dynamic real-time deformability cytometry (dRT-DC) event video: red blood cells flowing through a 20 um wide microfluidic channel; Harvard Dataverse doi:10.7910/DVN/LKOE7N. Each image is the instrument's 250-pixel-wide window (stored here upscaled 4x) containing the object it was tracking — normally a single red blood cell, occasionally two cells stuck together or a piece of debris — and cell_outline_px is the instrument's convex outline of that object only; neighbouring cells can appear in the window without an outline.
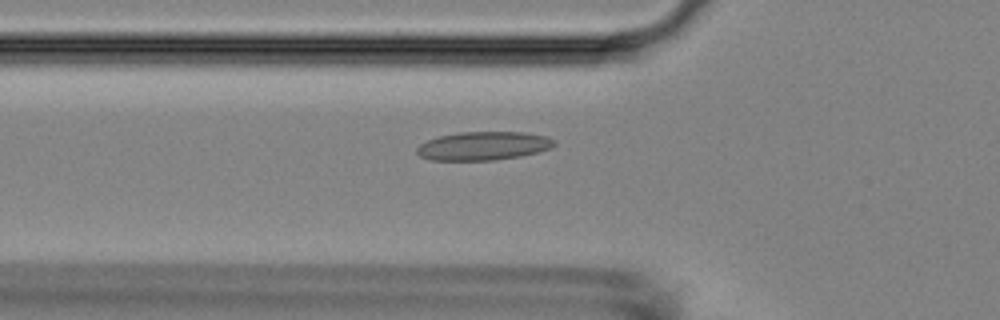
{"species": "Egyptian fruit bat (a non-hibernating species)", "species_latin": "Rousettus aegyptiacus", "temperature_condition": "room temperature", "stored_images_in_passage": 3, "camera_frame_rate_fps": 3000, "um_per_image_px": 0.085, "animal": {"sex": "female"}, "frame": {"image": 1, "passage_image": 3, "time_ms": 0.667, "image_size_px": [1000, 320], "cell_outline_px": [[556, 144], [548, 148], [536, 152], [520, 156], [492, 160], [428, 160], [420, 156], [416, 152], [416, 148], [420, 144], [428, 140], [440, 136], [460, 132], [524, 132], [544, 136], [556, 140]], "centroid_in_image_um": [41.05, 12.4], "position_along_channel_um": 84.7, "area_um2": 22.66}}